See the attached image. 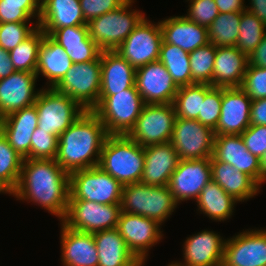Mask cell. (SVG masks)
Instances as JSON below:
<instances>
[{
    "label": "cell",
    "mask_w": 266,
    "mask_h": 266,
    "mask_svg": "<svg viewBox=\"0 0 266 266\" xmlns=\"http://www.w3.org/2000/svg\"><path fill=\"white\" fill-rule=\"evenodd\" d=\"M70 174L55 159L24 158L13 196L64 219L70 197Z\"/></svg>",
    "instance_id": "1"
},
{
    "label": "cell",
    "mask_w": 266,
    "mask_h": 266,
    "mask_svg": "<svg viewBox=\"0 0 266 266\" xmlns=\"http://www.w3.org/2000/svg\"><path fill=\"white\" fill-rule=\"evenodd\" d=\"M108 135L99 117L86 110L59 136L55 160L68 174L96 167Z\"/></svg>",
    "instance_id": "2"
},
{
    "label": "cell",
    "mask_w": 266,
    "mask_h": 266,
    "mask_svg": "<svg viewBox=\"0 0 266 266\" xmlns=\"http://www.w3.org/2000/svg\"><path fill=\"white\" fill-rule=\"evenodd\" d=\"M145 164L144 147L128 135H108L98 166L123 186L141 181Z\"/></svg>",
    "instance_id": "3"
},
{
    "label": "cell",
    "mask_w": 266,
    "mask_h": 266,
    "mask_svg": "<svg viewBox=\"0 0 266 266\" xmlns=\"http://www.w3.org/2000/svg\"><path fill=\"white\" fill-rule=\"evenodd\" d=\"M177 206L168 186L137 182L124 185L122 188L120 201L122 212L138 214L161 225L172 215Z\"/></svg>",
    "instance_id": "4"
},
{
    "label": "cell",
    "mask_w": 266,
    "mask_h": 266,
    "mask_svg": "<svg viewBox=\"0 0 266 266\" xmlns=\"http://www.w3.org/2000/svg\"><path fill=\"white\" fill-rule=\"evenodd\" d=\"M136 85L115 95H99L92 110L104 124L109 135H128L144 106Z\"/></svg>",
    "instance_id": "5"
},
{
    "label": "cell",
    "mask_w": 266,
    "mask_h": 266,
    "mask_svg": "<svg viewBox=\"0 0 266 266\" xmlns=\"http://www.w3.org/2000/svg\"><path fill=\"white\" fill-rule=\"evenodd\" d=\"M133 3L134 0H127L119 8L87 23L90 38L102 51L116 50L146 17L144 12L131 9Z\"/></svg>",
    "instance_id": "6"
},
{
    "label": "cell",
    "mask_w": 266,
    "mask_h": 266,
    "mask_svg": "<svg viewBox=\"0 0 266 266\" xmlns=\"http://www.w3.org/2000/svg\"><path fill=\"white\" fill-rule=\"evenodd\" d=\"M34 105L37 127L58 137L86 111L68 95L46 87L40 89Z\"/></svg>",
    "instance_id": "7"
},
{
    "label": "cell",
    "mask_w": 266,
    "mask_h": 266,
    "mask_svg": "<svg viewBox=\"0 0 266 266\" xmlns=\"http://www.w3.org/2000/svg\"><path fill=\"white\" fill-rule=\"evenodd\" d=\"M123 185L99 166L70 174L69 200L120 204Z\"/></svg>",
    "instance_id": "8"
},
{
    "label": "cell",
    "mask_w": 266,
    "mask_h": 266,
    "mask_svg": "<svg viewBox=\"0 0 266 266\" xmlns=\"http://www.w3.org/2000/svg\"><path fill=\"white\" fill-rule=\"evenodd\" d=\"M101 78V60L99 56L94 61L73 63L54 89L68 95L84 110H93L98 104Z\"/></svg>",
    "instance_id": "9"
},
{
    "label": "cell",
    "mask_w": 266,
    "mask_h": 266,
    "mask_svg": "<svg viewBox=\"0 0 266 266\" xmlns=\"http://www.w3.org/2000/svg\"><path fill=\"white\" fill-rule=\"evenodd\" d=\"M120 213V204L69 200L66 215L61 222L75 231L95 233L116 228Z\"/></svg>",
    "instance_id": "10"
},
{
    "label": "cell",
    "mask_w": 266,
    "mask_h": 266,
    "mask_svg": "<svg viewBox=\"0 0 266 266\" xmlns=\"http://www.w3.org/2000/svg\"><path fill=\"white\" fill-rule=\"evenodd\" d=\"M176 117L173 103L144 104L128 136L142 147L170 142Z\"/></svg>",
    "instance_id": "11"
},
{
    "label": "cell",
    "mask_w": 266,
    "mask_h": 266,
    "mask_svg": "<svg viewBox=\"0 0 266 266\" xmlns=\"http://www.w3.org/2000/svg\"><path fill=\"white\" fill-rule=\"evenodd\" d=\"M215 133L198 120L177 118L170 143L179 160L205 159L213 154Z\"/></svg>",
    "instance_id": "12"
},
{
    "label": "cell",
    "mask_w": 266,
    "mask_h": 266,
    "mask_svg": "<svg viewBox=\"0 0 266 266\" xmlns=\"http://www.w3.org/2000/svg\"><path fill=\"white\" fill-rule=\"evenodd\" d=\"M162 31L160 22L145 17L115 50L135 69L159 59Z\"/></svg>",
    "instance_id": "13"
},
{
    "label": "cell",
    "mask_w": 266,
    "mask_h": 266,
    "mask_svg": "<svg viewBox=\"0 0 266 266\" xmlns=\"http://www.w3.org/2000/svg\"><path fill=\"white\" fill-rule=\"evenodd\" d=\"M161 226L155 220L121 211L116 228L128 249L141 263H145L149 250L162 240Z\"/></svg>",
    "instance_id": "14"
},
{
    "label": "cell",
    "mask_w": 266,
    "mask_h": 266,
    "mask_svg": "<svg viewBox=\"0 0 266 266\" xmlns=\"http://www.w3.org/2000/svg\"><path fill=\"white\" fill-rule=\"evenodd\" d=\"M212 180L210 158L179 160L168 188L177 204L196 201L205 185Z\"/></svg>",
    "instance_id": "15"
},
{
    "label": "cell",
    "mask_w": 266,
    "mask_h": 266,
    "mask_svg": "<svg viewBox=\"0 0 266 266\" xmlns=\"http://www.w3.org/2000/svg\"><path fill=\"white\" fill-rule=\"evenodd\" d=\"M222 266H266V229H247L227 238Z\"/></svg>",
    "instance_id": "16"
},
{
    "label": "cell",
    "mask_w": 266,
    "mask_h": 266,
    "mask_svg": "<svg viewBox=\"0 0 266 266\" xmlns=\"http://www.w3.org/2000/svg\"><path fill=\"white\" fill-rule=\"evenodd\" d=\"M135 85L145 104L173 103L179 88L159 60L136 69Z\"/></svg>",
    "instance_id": "17"
},
{
    "label": "cell",
    "mask_w": 266,
    "mask_h": 266,
    "mask_svg": "<svg viewBox=\"0 0 266 266\" xmlns=\"http://www.w3.org/2000/svg\"><path fill=\"white\" fill-rule=\"evenodd\" d=\"M226 239L215 231L202 230L186 238L182 262L171 266H222Z\"/></svg>",
    "instance_id": "18"
},
{
    "label": "cell",
    "mask_w": 266,
    "mask_h": 266,
    "mask_svg": "<svg viewBox=\"0 0 266 266\" xmlns=\"http://www.w3.org/2000/svg\"><path fill=\"white\" fill-rule=\"evenodd\" d=\"M251 99L240 87L223 88L215 135H241L250 124Z\"/></svg>",
    "instance_id": "19"
},
{
    "label": "cell",
    "mask_w": 266,
    "mask_h": 266,
    "mask_svg": "<svg viewBox=\"0 0 266 266\" xmlns=\"http://www.w3.org/2000/svg\"><path fill=\"white\" fill-rule=\"evenodd\" d=\"M36 73L16 71L0 79V113L7 115L35 104L40 90L36 89Z\"/></svg>",
    "instance_id": "20"
},
{
    "label": "cell",
    "mask_w": 266,
    "mask_h": 266,
    "mask_svg": "<svg viewBox=\"0 0 266 266\" xmlns=\"http://www.w3.org/2000/svg\"><path fill=\"white\" fill-rule=\"evenodd\" d=\"M212 156L246 173L259 184V158L248 151L241 135H215Z\"/></svg>",
    "instance_id": "21"
},
{
    "label": "cell",
    "mask_w": 266,
    "mask_h": 266,
    "mask_svg": "<svg viewBox=\"0 0 266 266\" xmlns=\"http://www.w3.org/2000/svg\"><path fill=\"white\" fill-rule=\"evenodd\" d=\"M61 224V261L63 266H98V251L93 233L75 231Z\"/></svg>",
    "instance_id": "22"
},
{
    "label": "cell",
    "mask_w": 266,
    "mask_h": 266,
    "mask_svg": "<svg viewBox=\"0 0 266 266\" xmlns=\"http://www.w3.org/2000/svg\"><path fill=\"white\" fill-rule=\"evenodd\" d=\"M145 164L141 183L168 186L179 157L170 142L144 147Z\"/></svg>",
    "instance_id": "23"
},
{
    "label": "cell",
    "mask_w": 266,
    "mask_h": 266,
    "mask_svg": "<svg viewBox=\"0 0 266 266\" xmlns=\"http://www.w3.org/2000/svg\"><path fill=\"white\" fill-rule=\"evenodd\" d=\"M164 19L159 22L165 43L176 45L188 53L209 43L208 28L183 15Z\"/></svg>",
    "instance_id": "24"
},
{
    "label": "cell",
    "mask_w": 266,
    "mask_h": 266,
    "mask_svg": "<svg viewBox=\"0 0 266 266\" xmlns=\"http://www.w3.org/2000/svg\"><path fill=\"white\" fill-rule=\"evenodd\" d=\"M101 60L100 95H115L135 86L136 69L115 50H104Z\"/></svg>",
    "instance_id": "25"
},
{
    "label": "cell",
    "mask_w": 266,
    "mask_h": 266,
    "mask_svg": "<svg viewBox=\"0 0 266 266\" xmlns=\"http://www.w3.org/2000/svg\"><path fill=\"white\" fill-rule=\"evenodd\" d=\"M37 126V109L32 105L5 117L3 135L21 157L31 158V137Z\"/></svg>",
    "instance_id": "26"
},
{
    "label": "cell",
    "mask_w": 266,
    "mask_h": 266,
    "mask_svg": "<svg viewBox=\"0 0 266 266\" xmlns=\"http://www.w3.org/2000/svg\"><path fill=\"white\" fill-rule=\"evenodd\" d=\"M79 25H87L79 0H41L38 26L45 34Z\"/></svg>",
    "instance_id": "27"
},
{
    "label": "cell",
    "mask_w": 266,
    "mask_h": 266,
    "mask_svg": "<svg viewBox=\"0 0 266 266\" xmlns=\"http://www.w3.org/2000/svg\"><path fill=\"white\" fill-rule=\"evenodd\" d=\"M247 66L248 57L236 46L216 47L211 86L241 87Z\"/></svg>",
    "instance_id": "28"
},
{
    "label": "cell",
    "mask_w": 266,
    "mask_h": 266,
    "mask_svg": "<svg viewBox=\"0 0 266 266\" xmlns=\"http://www.w3.org/2000/svg\"><path fill=\"white\" fill-rule=\"evenodd\" d=\"M212 180L238 202L247 201L260 193V185L249 175L232 165L210 157Z\"/></svg>",
    "instance_id": "29"
},
{
    "label": "cell",
    "mask_w": 266,
    "mask_h": 266,
    "mask_svg": "<svg viewBox=\"0 0 266 266\" xmlns=\"http://www.w3.org/2000/svg\"><path fill=\"white\" fill-rule=\"evenodd\" d=\"M50 36L65 49L74 64L94 61L102 52L90 38L88 25L55 29Z\"/></svg>",
    "instance_id": "30"
},
{
    "label": "cell",
    "mask_w": 266,
    "mask_h": 266,
    "mask_svg": "<svg viewBox=\"0 0 266 266\" xmlns=\"http://www.w3.org/2000/svg\"><path fill=\"white\" fill-rule=\"evenodd\" d=\"M73 65L65 49L50 35L45 34L40 44L36 66L39 75L46 78V87L54 88Z\"/></svg>",
    "instance_id": "31"
},
{
    "label": "cell",
    "mask_w": 266,
    "mask_h": 266,
    "mask_svg": "<svg viewBox=\"0 0 266 266\" xmlns=\"http://www.w3.org/2000/svg\"><path fill=\"white\" fill-rule=\"evenodd\" d=\"M98 251V266H144L128 249L117 228L93 233Z\"/></svg>",
    "instance_id": "32"
},
{
    "label": "cell",
    "mask_w": 266,
    "mask_h": 266,
    "mask_svg": "<svg viewBox=\"0 0 266 266\" xmlns=\"http://www.w3.org/2000/svg\"><path fill=\"white\" fill-rule=\"evenodd\" d=\"M196 202L197 211L216 222H224L231 218L238 203L213 180L205 185Z\"/></svg>",
    "instance_id": "33"
},
{
    "label": "cell",
    "mask_w": 266,
    "mask_h": 266,
    "mask_svg": "<svg viewBox=\"0 0 266 266\" xmlns=\"http://www.w3.org/2000/svg\"><path fill=\"white\" fill-rule=\"evenodd\" d=\"M158 60L166 67L178 87L194 84L188 52L162 40Z\"/></svg>",
    "instance_id": "34"
},
{
    "label": "cell",
    "mask_w": 266,
    "mask_h": 266,
    "mask_svg": "<svg viewBox=\"0 0 266 266\" xmlns=\"http://www.w3.org/2000/svg\"><path fill=\"white\" fill-rule=\"evenodd\" d=\"M241 12L219 13L208 27L209 43L215 47L235 46L240 32Z\"/></svg>",
    "instance_id": "35"
},
{
    "label": "cell",
    "mask_w": 266,
    "mask_h": 266,
    "mask_svg": "<svg viewBox=\"0 0 266 266\" xmlns=\"http://www.w3.org/2000/svg\"><path fill=\"white\" fill-rule=\"evenodd\" d=\"M205 99V84L180 86L173 105L177 118L197 120Z\"/></svg>",
    "instance_id": "36"
},
{
    "label": "cell",
    "mask_w": 266,
    "mask_h": 266,
    "mask_svg": "<svg viewBox=\"0 0 266 266\" xmlns=\"http://www.w3.org/2000/svg\"><path fill=\"white\" fill-rule=\"evenodd\" d=\"M45 33L38 28L30 37L9 51L16 71L36 73L38 52Z\"/></svg>",
    "instance_id": "37"
},
{
    "label": "cell",
    "mask_w": 266,
    "mask_h": 266,
    "mask_svg": "<svg viewBox=\"0 0 266 266\" xmlns=\"http://www.w3.org/2000/svg\"><path fill=\"white\" fill-rule=\"evenodd\" d=\"M239 28L235 46L248 57L266 35V25L246 10L241 12Z\"/></svg>",
    "instance_id": "38"
},
{
    "label": "cell",
    "mask_w": 266,
    "mask_h": 266,
    "mask_svg": "<svg viewBox=\"0 0 266 266\" xmlns=\"http://www.w3.org/2000/svg\"><path fill=\"white\" fill-rule=\"evenodd\" d=\"M215 55L216 47L212 43H208L189 53L193 83L211 85Z\"/></svg>",
    "instance_id": "39"
},
{
    "label": "cell",
    "mask_w": 266,
    "mask_h": 266,
    "mask_svg": "<svg viewBox=\"0 0 266 266\" xmlns=\"http://www.w3.org/2000/svg\"><path fill=\"white\" fill-rule=\"evenodd\" d=\"M23 159L11 147L5 136L3 134L0 135V179L6 182L13 190L19 181Z\"/></svg>",
    "instance_id": "40"
},
{
    "label": "cell",
    "mask_w": 266,
    "mask_h": 266,
    "mask_svg": "<svg viewBox=\"0 0 266 266\" xmlns=\"http://www.w3.org/2000/svg\"><path fill=\"white\" fill-rule=\"evenodd\" d=\"M221 103L222 87L205 84V99L197 120L214 131L220 118Z\"/></svg>",
    "instance_id": "41"
},
{
    "label": "cell",
    "mask_w": 266,
    "mask_h": 266,
    "mask_svg": "<svg viewBox=\"0 0 266 266\" xmlns=\"http://www.w3.org/2000/svg\"><path fill=\"white\" fill-rule=\"evenodd\" d=\"M0 23V47L6 51L14 49L30 37L38 28V23ZM30 25V26H29Z\"/></svg>",
    "instance_id": "42"
},
{
    "label": "cell",
    "mask_w": 266,
    "mask_h": 266,
    "mask_svg": "<svg viewBox=\"0 0 266 266\" xmlns=\"http://www.w3.org/2000/svg\"><path fill=\"white\" fill-rule=\"evenodd\" d=\"M59 137L36 128L31 137V159H55Z\"/></svg>",
    "instance_id": "43"
},
{
    "label": "cell",
    "mask_w": 266,
    "mask_h": 266,
    "mask_svg": "<svg viewBox=\"0 0 266 266\" xmlns=\"http://www.w3.org/2000/svg\"><path fill=\"white\" fill-rule=\"evenodd\" d=\"M240 88L251 100L266 98V68L247 66Z\"/></svg>",
    "instance_id": "44"
},
{
    "label": "cell",
    "mask_w": 266,
    "mask_h": 266,
    "mask_svg": "<svg viewBox=\"0 0 266 266\" xmlns=\"http://www.w3.org/2000/svg\"><path fill=\"white\" fill-rule=\"evenodd\" d=\"M189 8L187 15L188 20L208 28L214 19L218 16L219 10L215 0H187Z\"/></svg>",
    "instance_id": "45"
},
{
    "label": "cell",
    "mask_w": 266,
    "mask_h": 266,
    "mask_svg": "<svg viewBox=\"0 0 266 266\" xmlns=\"http://www.w3.org/2000/svg\"><path fill=\"white\" fill-rule=\"evenodd\" d=\"M241 137L248 149L258 158L266 151V125H250Z\"/></svg>",
    "instance_id": "46"
},
{
    "label": "cell",
    "mask_w": 266,
    "mask_h": 266,
    "mask_svg": "<svg viewBox=\"0 0 266 266\" xmlns=\"http://www.w3.org/2000/svg\"><path fill=\"white\" fill-rule=\"evenodd\" d=\"M84 19L88 23L91 19L111 12L122 6L127 0H79Z\"/></svg>",
    "instance_id": "47"
},
{
    "label": "cell",
    "mask_w": 266,
    "mask_h": 266,
    "mask_svg": "<svg viewBox=\"0 0 266 266\" xmlns=\"http://www.w3.org/2000/svg\"><path fill=\"white\" fill-rule=\"evenodd\" d=\"M33 18L37 19L24 5L0 1V23H32Z\"/></svg>",
    "instance_id": "48"
},
{
    "label": "cell",
    "mask_w": 266,
    "mask_h": 266,
    "mask_svg": "<svg viewBox=\"0 0 266 266\" xmlns=\"http://www.w3.org/2000/svg\"><path fill=\"white\" fill-rule=\"evenodd\" d=\"M250 124L266 125V98L251 101Z\"/></svg>",
    "instance_id": "49"
},
{
    "label": "cell",
    "mask_w": 266,
    "mask_h": 266,
    "mask_svg": "<svg viewBox=\"0 0 266 266\" xmlns=\"http://www.w3.org/2000/svg\"><path fill=\"white\" fill-rule=\"evenodd\" d=\"M248 66L266 68V35L248 56Z\"/></svg>",
    "instance_id": "50"
},
{
    "label": "cell",
    "mask_w": 266,
    "mask_h": 266,
    "mask_svg": "<svg viewBox=\"0 0 266 266\" xmlns=\"http://www.w3.org/2000/svg\"><path fill=\"white\" fill-rule=\"evenodd\" d=\"M245 0H215L219 13L246 11Z\"/></svg>",
    "instance_id": "51"
},
{
    "label": "cell",
    "mask_w": 266,
    "mask_h": 266,
    "mask_svg": "<svg viewBox=\"0 0 266 266\" xmlns=\"http://www.w3.org/2000/svg\"><path fill=\"white\" fill-rule=\"evenodd\" d=\"M14 72L16 70L11 62L9 51L0 47V79L8 77Z\"/></svg>",
    "instance_id": "52"
},
{
    "label": "cell",
    "mask_w": 266,
    "mask_h": 266,
    "mask_svg": "<svg viewBox=\"0 0 266 266\" xmlns=\"http://www.w3.org/2000/svg\"><path fill=\"white\" fill-rule=\"evenodd\" d=\"M250 6L246 10L256 15L266 25V0H249Z\"/></svg>",
    "instance_id": "53"
},
{
    "label": "cell",
    "mask_w": 266,
    "mask_h": 266,
    "mask_svg": "<svg viewBox=\"0 0 266 266\" xmlns=\"http://www.w3.org/2000/svg\"><path fill=\"white\" fill-rule=\"evenodd\" d=\"M3 3L22 4L24 5L36 18V23L39 22L40 17V2L41 0H0Z\"/></svg>",
    "instance_id": "54"
},
{
    "label": "cell",
    "mask_w": 266,
    "mask_h": 266,
    "mask_svg": "<svg viewBox=\"0 0 266 266\" xmlns=\"http://www.w3.org/2000/svg\"><path fill=\"white\" fill-rule=\"evenodd\" d=\"M266 181V151L259 157V185Z\"/></svg>",
    "instance_id": "55"
},
{
    "label": "cell",
    "mask_w": 266,
    "mask_h": 266,
    "mask_svg": "<svg viewBox=\"0 0 266 266\" xmlns=\"http://www.w3.org/2000/svg\"><path fill=\"white\" fill-rule=\"evenodd\" d=\"M9 194L10 196L14 194V190L2 179H0V194Z\"/></svg>",
    "instance_id": "56"
},
{
    "label": "cell",
    "mask_w": 266,
    "mask_h": 266,
    "mask_svg": "<svg viewBox=\"0 0 266 266\" xmlns=\"http://www.w3.org/2000/svg\"><path fill=\"white\" fill-rule=\"evenodd\" d=\"M4 120H5V117L0 113V135L3 134Z\"/></svg>",
    "instance_id": "57"
}]
</instances>
